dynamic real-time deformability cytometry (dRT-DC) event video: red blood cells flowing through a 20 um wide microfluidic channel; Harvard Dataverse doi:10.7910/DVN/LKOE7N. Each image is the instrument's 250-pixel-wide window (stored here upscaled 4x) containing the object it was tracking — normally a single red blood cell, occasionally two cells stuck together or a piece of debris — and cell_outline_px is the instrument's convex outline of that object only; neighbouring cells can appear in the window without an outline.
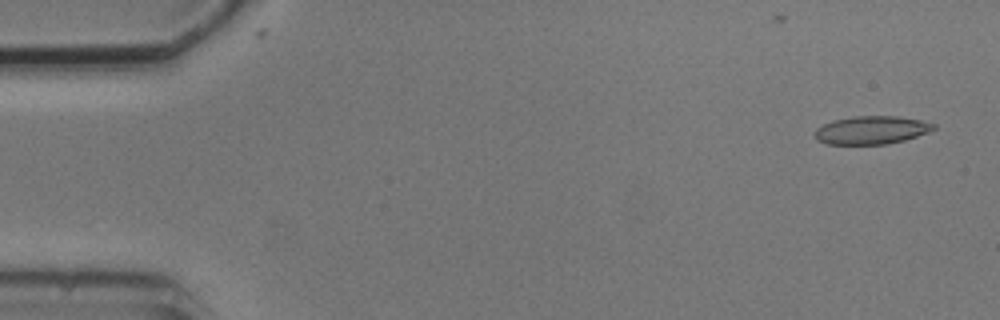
{"species": "common noctule bat (a hibernating species)", "species_latin": "Nyctalus noctula", "temperature_condition": "cold", "stored_images_in_passage": 6, "camera_frame_rate_fps": 3000, "um_per_image_px": 0.085, "animal": {"sex": "male", "body_mass_g": 20.5, "forearm_length_mm": 52.5}, "frame": {"image": 1, "passage_image": 1, "time_ms": 0.0, "image_size_px": [1000, 320], "cell_outline_px": [[936, 128], [928, 132], [904, 140], [888, 144], [824, 144], [816, 140], [812, 132], [816, 128], [832, 120], [852, 116], [896, 116], [920, 120], [936, 124]], "centroid_in_image_um": [74.02, 11.06], "position_along_channel_um": 11.0, "area_um2": 19.65}}
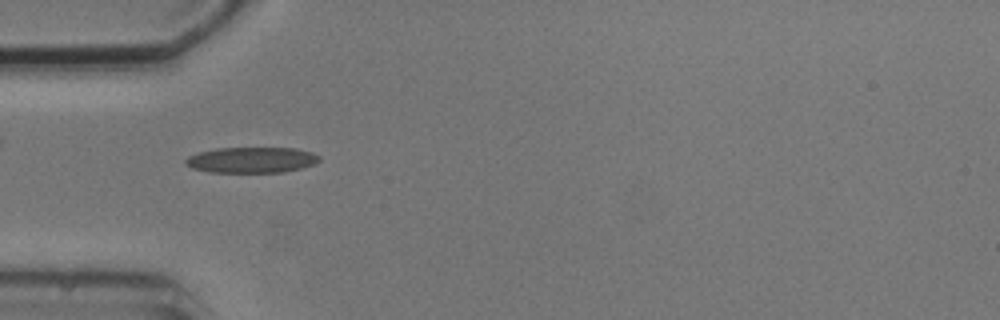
{"frame": {"image": 2, "passage_image": 5, "time_ms": 4.667, "image_size_px": [1000, 320], "cell_outline_px": [[320, 160], [312, 164], [300, 168], [284, 172], [208, 172], [192, 168], [184, 164], [184, 160], [188, 156], [200, 152], [216, 148], [296, 148], [312, 152], [320, 156]], "centroid_in_image_um": [21.36, 13.59], "position_along_channel_um": 63.6, "area_um2": 20.06}}